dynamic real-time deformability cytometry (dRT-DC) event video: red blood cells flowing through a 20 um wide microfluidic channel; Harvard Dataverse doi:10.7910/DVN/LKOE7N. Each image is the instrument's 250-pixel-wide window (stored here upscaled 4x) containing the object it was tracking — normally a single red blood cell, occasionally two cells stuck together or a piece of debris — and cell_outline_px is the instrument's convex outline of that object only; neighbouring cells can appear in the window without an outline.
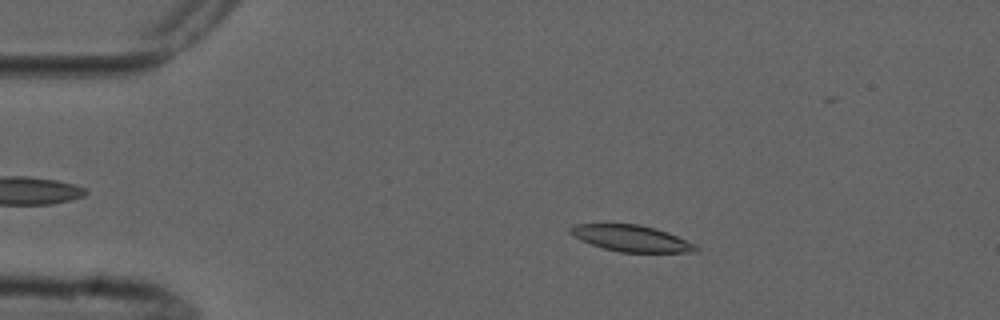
{"species": "common noctule bat (a hibernating species)", "species_latin": "Nyctalus noctula", "temperature_condition": "cold", "stored_images_in_passage": 4, "camera_frame_rate_fps": 3000, "um_per_image_px": 0.085, "animal": {"sex": "male", "forearm_length_mm": 52.5}, "frame": {"image": 1, "passage_image": 2, "time_ms": 1.333, "image_size_px": [1000, 320], "cell_outline_px": [[700, 252], [620, 252], [604, 248], [580, 240], [568, 232], [568, 228], [576, 224], [640, 224], [656, 228], [668, 232], [696, 244], [700, 248]], "centroid_in_image_um": [53.7, 20.26], "position_along_channel_um": 31.3, "area_um2": 19.36}}